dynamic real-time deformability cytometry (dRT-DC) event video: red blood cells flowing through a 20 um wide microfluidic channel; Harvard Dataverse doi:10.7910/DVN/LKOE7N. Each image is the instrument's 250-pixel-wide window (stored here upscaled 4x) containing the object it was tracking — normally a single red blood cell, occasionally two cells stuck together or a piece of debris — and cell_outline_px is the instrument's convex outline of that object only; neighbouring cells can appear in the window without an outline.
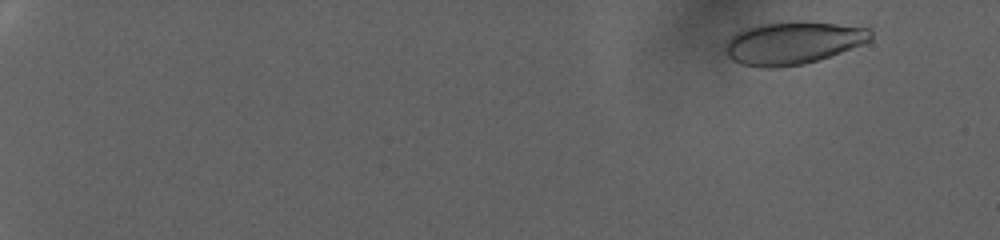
{"species": "human", "species_latin": "Homo sapiens", "temperature_condition": "warm", "stored_images_in_passage": 86, "camera_frame_rate_fps": 3000, "um_per_image_px": 0.085, "donor": {"sex": "female"}, "frame": {"image": 1, "passage_image": 9, "time_ms": 2.667, "image_size_px": [1000, 240], "cell_outline_px": [[872, 40], [864, 44], [804, 64], [776, 68], [760, 68], [740, 64], [732, 60], [724, 52], [728, 40], [736, 32], [744, 28], [760, 24], [792, 20], [800, 20], [872, 28]], "centroid_in_image_um": [67.39, 3.64], "position_along_channel_um": 17.6, "area_um2": 36.53}}
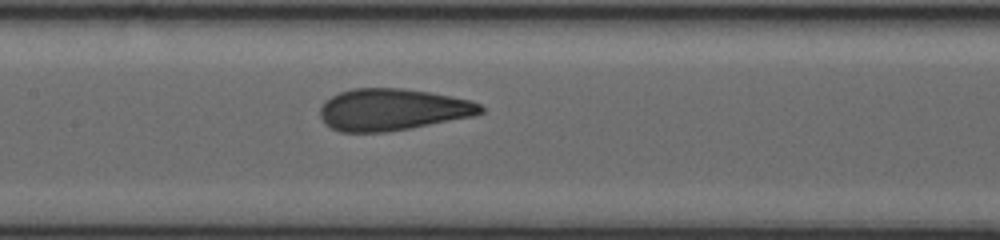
{"frame": {"image": 2, "passage_image": 50, "time_ms": 16.333, "image_size_px": [1000, 240], "cell_outline_px": [[484, 112], [476, 116], [408, 128], [384, 132], [340, 132], [324, 124], [320, 116], [320, 108], [324, 100], [340, 92], [352, 88], [400, 88], [428, 92], [452, 96], [472, 100], [480, 104], [484, 108]], "centroid_in_image_um": [33.36, 9.31], "position_along_channel_um": 174.0, "area_um2": 39.25}}
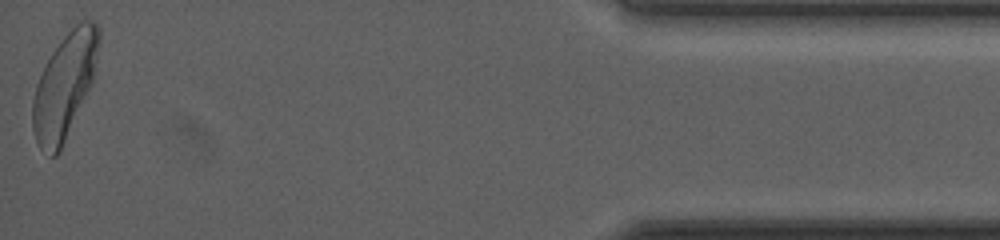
{"frame": {"image": 3, "passage_image": 86, "time_ms": 28.333, "image_size_px": [1000, 240], "cell_outline_px": [[100, 44], [92, 80], [60, 152], [56, 156], [52, 156], [40, 148], [36, 140], [32, 128], [32, 100], [36, 84], [52, 52], [60, 40], [80, 20], [92, 20], [100, 28]], "centroid_in_image_um": [5.48, 7.27], "position_along_channel_um": 429.7, "area_um2": 39.94}, "authors_computed_cell_mechanics": {"area_um2": 38.5526, "velocity_mm_per_s": 2.6515, "shape_relaxation_time_tau1_ms": 7.495, "shape_relaxation_time_tau2_ms": null, "deformation_change_tau1": 0.193, "deformation_change_tau2": null}}